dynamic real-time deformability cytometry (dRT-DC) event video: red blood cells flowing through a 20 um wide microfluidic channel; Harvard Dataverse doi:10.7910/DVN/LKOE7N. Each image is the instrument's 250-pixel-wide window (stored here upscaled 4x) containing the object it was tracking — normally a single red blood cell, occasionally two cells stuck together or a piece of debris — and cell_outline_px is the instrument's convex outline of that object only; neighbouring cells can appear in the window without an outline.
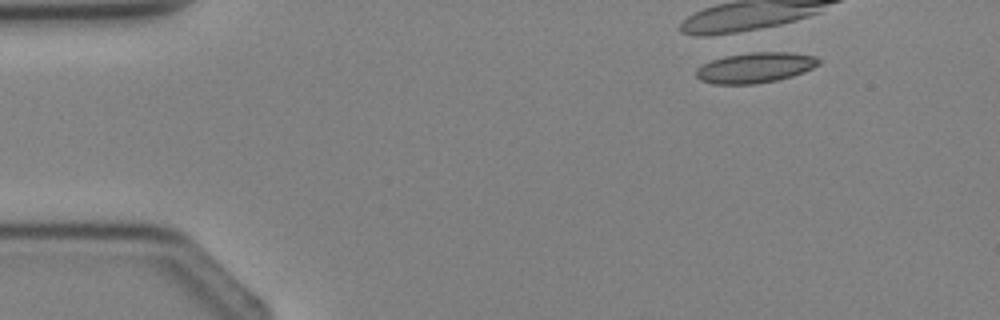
{"species": "Egyptian fruit bat (a non-hibernating species)", "species_latin": "Rousettus aegyptiacus", "temperature_condition": "cold", "stored_images_in_passage": 1, "camera_frame_rate_fps": 3000, "um_per_image_px": 0.085, "animal": {"sex": "female"}, "frame": {"image": 1, "passage_image": 1, "time_ms": 0.0, "image_size_px": [1000, 320], "cell_outline_px": [[820, 64], [804, 72], [792, 76], [776, 80], [756, 84], [712, 84], [700, 80], [696, 76], [696, 68], [712, 60], [724, 56], [748, 52], [792, 52], [816, 56], [820, 60]], "centroid_in_image_um": [64.2, 5.74], "position_along_channel_um": 20.8, "area_um2": 21.85}}